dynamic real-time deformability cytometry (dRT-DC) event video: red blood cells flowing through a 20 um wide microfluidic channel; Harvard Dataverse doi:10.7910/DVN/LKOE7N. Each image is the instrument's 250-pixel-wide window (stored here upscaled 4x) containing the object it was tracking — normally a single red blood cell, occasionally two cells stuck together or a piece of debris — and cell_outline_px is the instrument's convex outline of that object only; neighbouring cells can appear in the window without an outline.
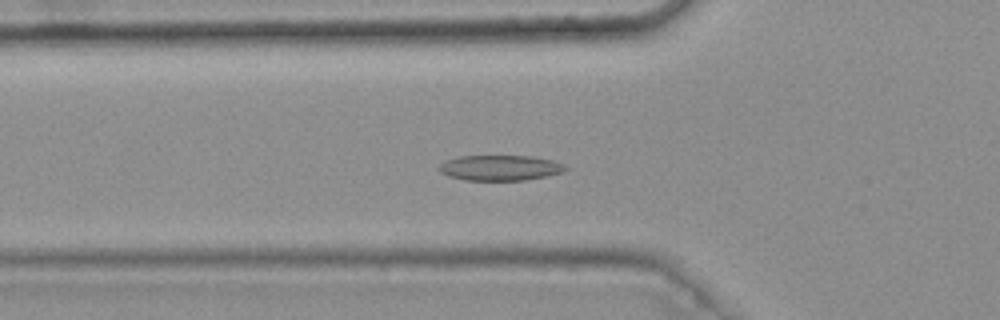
{"species": "common noctule bat (a hibernating species)", "species_latin": "Nyctalus noctula", "temperature_condition": "warm", "stored_images_in_passage": 45, "camera_frame_rate_fps": 3000, "um_per_image_px": 0.085, "animal": {"sex": "female", "body_mass_g": 25.1}, "frame": {"image": 1, "passage_image": 18, "time_ms": 5.667, "image_size_px": [1000, 320], "cell_outline_px": [[568, 168], [564, 172], [548, 176], [524, 180], [464, 180], [448, 176], [440, 172], [436, 168], [444, 160], [460, 156], [536, 156], [552, 160], [564, 164]], "centroid_in_image_um": [42.5, 14.26], "position_along_channel_um": 83.3, "area_um2": 18.96}}
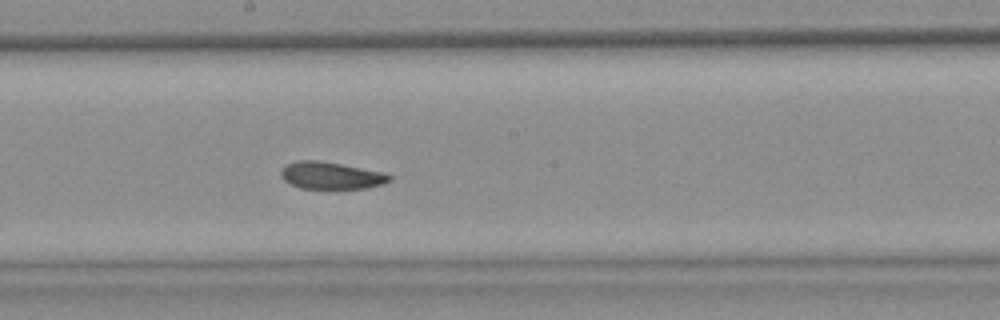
{"frame": {"image": 2, "passage_image": 29, "time_ms": 9.333, "image_size_px": [1000, 320], "cell_outline_px": [[392, 180], [384, 184], [364, 188], [300, 188], [284, 180], [280, 176], [280, 172], [284, 164], [296, 160], [316, 160], [340, 164], [384, 172], [392, 176]], "centroid_in_image_um": [28.12, 14.91], "position_along_channel_um": 220.1, "area_um2": 17.17}}
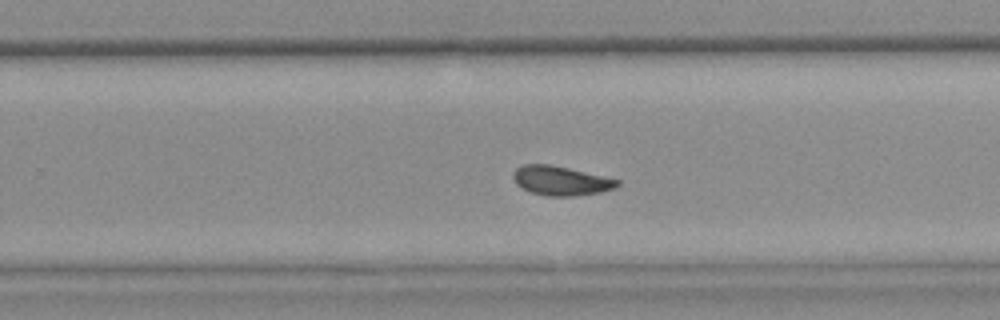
{"frame": {"image": 3, "passage_image": 34, "time_ms": 11.0, "image_size_px": [1000, 320], "cell_outline_px": [[620, 184], [616, 188], [600, 192], [576, 196], [548, 196], [532, 192], [516, 184], [512, 176], [512, 172], [516, 168], [524, 164], [548, 164], [568, 168], [620, 180]], "centroid_in_image_um": [47.67, 15.36], "position_along_channel_um": 282.1, "area_um2": 17.69}, "authors_computed_cell_mechanics": {"area_um2": 17.9758, "velocity_mm_per_s": 3.7325, "shape_relaxation_time_tau1_ms": 4.7692, "shape_relaxation_time_tau2_ms": 2.7129, "deformation_change_tau1": 0.1166, "deformation_change_tau2": 0.0805}}